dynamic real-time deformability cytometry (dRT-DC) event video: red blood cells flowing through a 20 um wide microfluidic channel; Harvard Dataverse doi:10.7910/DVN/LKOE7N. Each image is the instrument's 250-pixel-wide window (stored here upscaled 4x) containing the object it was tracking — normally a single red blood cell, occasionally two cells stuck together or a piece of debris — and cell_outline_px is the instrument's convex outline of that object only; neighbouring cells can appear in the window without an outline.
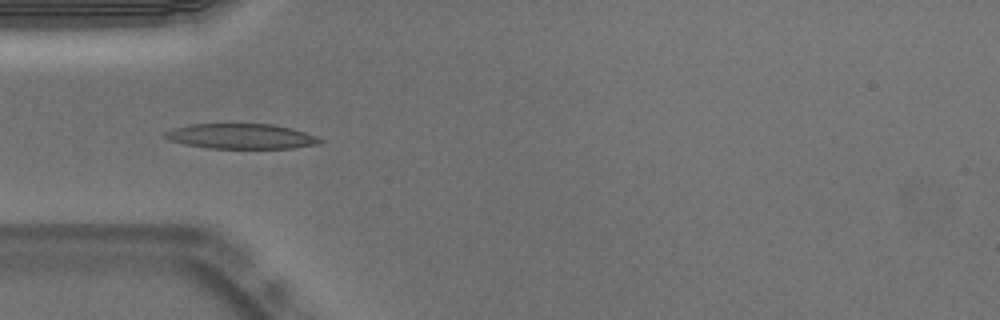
{"species": "Egyptian fruit bat (a non-hibernating species)", "species_latin": "Rousettus aegyptiacus", "temperature_condition": "warm", "stored_images_in_passage": 38, "camera_frame_rate_fps": 3000, "um_per_image_px": 0.085, "animal": {"sex": "male"}, "frame": {"image": 1, "passage_image": 1, "time_ms": 0.0, "image_size_px": [1000, 320], "cell_outline_px": [[324, 140], [316, 144], [292, 148], [208, 148], [184, 144], [168, 140], [164, 136], [164, 132], [172, 128], [188, 124], [272, 124], [292, 128], [316, 136]], "centroid_in_image_um": [20.45, 11.58], "position_along_channel_um": 64.6, "area_um2": 22.66}}
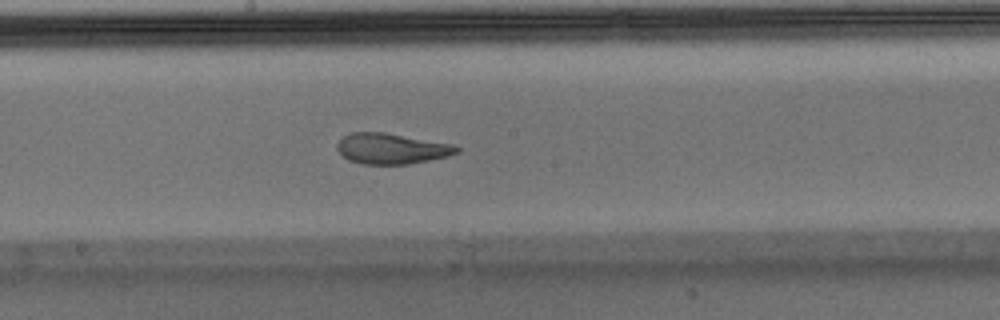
{"frame": {"image": 2, "passage_image": 13, "time_ms": 4.0, "image_size_px": [1000, 320], "cell_outline_px": [[460, 152], [448, 156], [408, 164], [364, 164], [348, 160], [336, 148], [336, 144], [348, 132], [384, 132], [452, 144], [460, 148]], "centroid_in_image_um": [33.27, 12.63], "position_along_channel_um": 214.9, "area_um2": 21.27}}
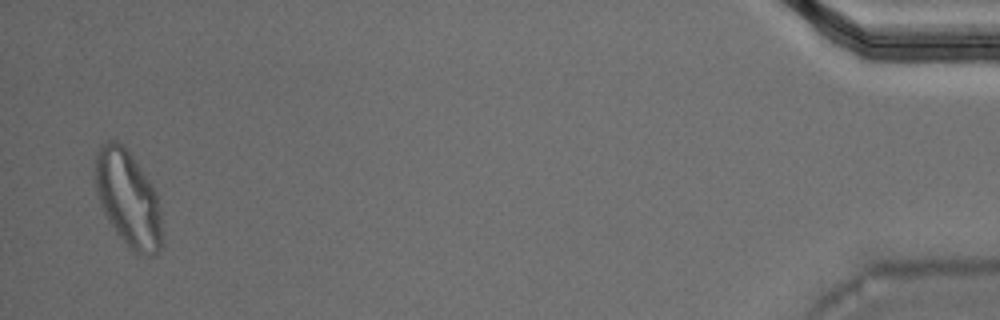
{"frame": {"image": 3, "passage_image": 37, "time_ms": 12.0, "image_size_px": [1000, 320], "cell_outline_px": [[164, 244], [152, 256], [136, 252], [128, 248], [116, 232], [108, 220], [104, 212], [96, 192], [96, 152], [100, 144], [108, 140], [116, 140], [132, 156], [156, 188], [160, 212]], "centroid_in_image_um": [10.92, 16.91], "position_along_channel_um": 424.3, "area_um2": 37.4}, "authors_computed_cell_mechanics": {"area_um2": 22.3108, "velocity_mm_per_s": 3.7378, "shape_relaxation_time_tau1_ms": 6.5105, "shape_relaxation_time_tau2_ms": 1.1709, "deformation_change_tau1": 0.2399, "deformation_change_tau2": 0.0843}}